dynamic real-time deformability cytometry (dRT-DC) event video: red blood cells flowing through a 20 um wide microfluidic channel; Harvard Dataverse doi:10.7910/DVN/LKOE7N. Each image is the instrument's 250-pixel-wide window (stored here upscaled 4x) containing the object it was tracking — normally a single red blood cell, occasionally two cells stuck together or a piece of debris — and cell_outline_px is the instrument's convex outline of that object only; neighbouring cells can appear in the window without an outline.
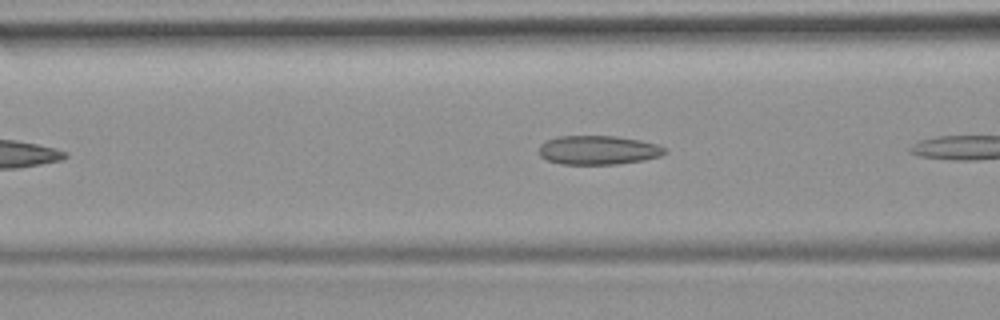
{"species": "common noctule bat (a hibernating species)", "species_latin": "Nyctalus noctula", "temperature_condition": "room temperature", "stored_images_in_passage": 6, "camera_frame_rate_fps": 3000, "um_per_image_px": 0.085, "animal": {"sex": "female", "body_mass_g": 19.9}, "frame": {"image": 1, "passage_image": 5, "time_ms": 1.333, "image_size_px": [1000, 320], "cell_outline_px": [[668, 152], [660, 156], [644, 160], [616, 164], [560, 164], [548, 160], [540, 156], [540, 144], [556, 136], [616, 136], [640, 140], [656, 144], [664, 148]], "centroid_in_image_um": [50.85, 12.76], "position_along_channel_um": 115.8, "area_um2": 21.21}}